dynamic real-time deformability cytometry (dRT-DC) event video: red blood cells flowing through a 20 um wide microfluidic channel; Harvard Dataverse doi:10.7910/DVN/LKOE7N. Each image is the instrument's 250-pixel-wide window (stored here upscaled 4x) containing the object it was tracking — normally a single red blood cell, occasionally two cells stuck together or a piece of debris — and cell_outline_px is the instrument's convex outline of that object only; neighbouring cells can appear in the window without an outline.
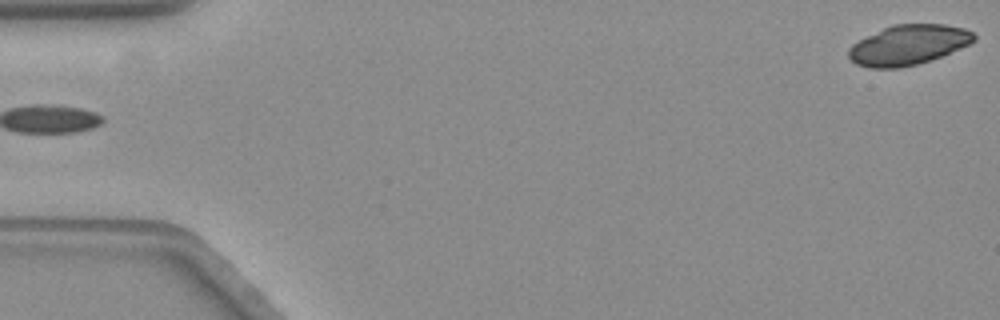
{"species": "common noctule bat (a hibernating species)", "species_latin": "Nyctalus noctula", "temperature_condition": "warm", "stored_images_in_passage": 58, "camera_frame_rate_fps": 3000, "um_per_image_px": 0.085, "animal": {"sex": "female", "body_mass_g": 19.3, "forearm_length_mm": 54.1}, "frame": {"image": 1, "passage_image": 1, "time_ms": 0.0, "image_size_px": [1000, 320], "cell_outline_px": [[976, 40], [968, 44], [940, 56], [916, 64], [900, 68], [868, 68], [856, 64], [848, 56], [848, 48], [852, 44], [892, 24], [944, 24], [964, 28], [972, 32], [976, 36]], "centroid_in_image_um": [77.19, 3.82], "position_along_channel_um": 7.8, "area_um2": 28.84}}